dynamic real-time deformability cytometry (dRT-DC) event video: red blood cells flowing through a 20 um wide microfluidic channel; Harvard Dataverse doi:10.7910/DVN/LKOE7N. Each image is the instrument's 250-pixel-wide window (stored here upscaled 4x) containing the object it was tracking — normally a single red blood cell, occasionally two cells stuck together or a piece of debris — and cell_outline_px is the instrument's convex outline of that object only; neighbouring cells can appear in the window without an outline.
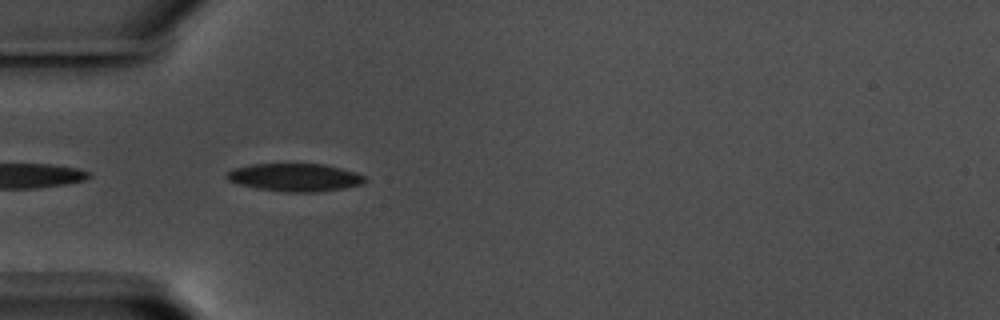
{"species": "common noctule bat (a hibernating species)", "species_latin": "Nyctalus noctula", "temperature_condition": "warm", "stored_images_in_passage": 5, "camera_frame_rate_fps": 3000, "um_per_image_px": 0.085, "animal": {"sex": "male", "body_mass_g": 17.5, "forearm_length_mm": 52.3}, "frame": {"image": 1, "passage_image": 2, "time_ms": 0.333, "image_size_px": [1000, 320], "cell_outline_px": [[368, 180], [364, 184], [344, 188], [316, 192], [288, 192], [256, 188], [240, 184], [228, 180], [224, 176], [228, 172], [236, 168], [252, 164], [324, 164], [356, 172], [364, 176]], "centroid_in_image_um": [25.11, 15.08], "position_along_channel_um": 59.9, "area_um2": 22.37}}